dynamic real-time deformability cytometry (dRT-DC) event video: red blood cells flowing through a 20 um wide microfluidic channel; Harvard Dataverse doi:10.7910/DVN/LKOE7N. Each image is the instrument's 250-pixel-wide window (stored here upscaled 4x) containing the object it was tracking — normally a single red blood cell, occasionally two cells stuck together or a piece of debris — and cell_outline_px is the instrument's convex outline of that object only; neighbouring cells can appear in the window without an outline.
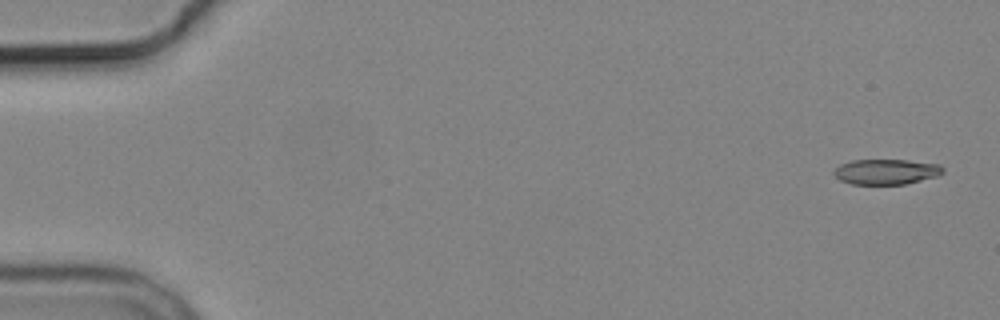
{"species": "common noctule bat (a hibernating species)", "species_latin": "Nyctalus noctula", "temperature_condition": "cold", "stored_images_in_passage": 5, "camera_frame_rate_fps": 3000, "um_per_image_px": 0.085, "animal": {"sex": "male", "body_mass_g": 19.2, "forearm_length_mm": 51.8}, "frame": {"image": 1, "passage_image": 1, "time_ms": 0.0, "image_size_px": [1000, 320], "cell_outline_px": [[944, 172], [936, 176], [904, 184], [852, 184], [840, 180], [832, 172], [840, 164], [852, 160], [908, 160], [940, 164], [944, 168]], "centroid_in_image_um": [75.32, 14.59], "position_along_channel_um": 9.7, "area_um2": 16.01}}